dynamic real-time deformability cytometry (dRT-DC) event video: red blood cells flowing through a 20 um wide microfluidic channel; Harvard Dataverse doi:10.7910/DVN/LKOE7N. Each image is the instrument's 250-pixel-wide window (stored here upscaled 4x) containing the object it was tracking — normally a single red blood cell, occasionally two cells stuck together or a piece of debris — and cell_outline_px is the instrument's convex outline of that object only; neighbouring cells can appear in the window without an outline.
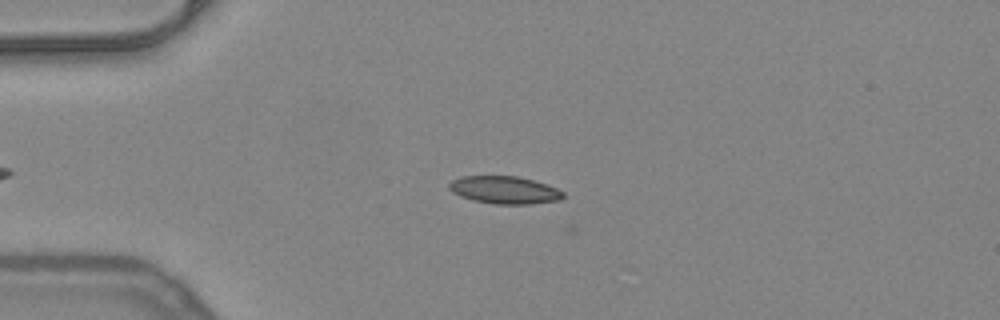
{"species": "common noctule bat (a hibernating species)", "species_latin": "Nyctalus noctula", "temperature_condition": "warm", "stored_images_in_passage": 3, "camera_frame_rate_fps": 3000, "um_per_image_px": 0.085, "animal": {"sex": "female", "body_mass_g": 24.6, "forearm_length_mm": 56.2}, "frame": {"image": 1, "passage_image": 2, "time_ms": 0.333, "image_size_px": [1000, 320], "cell_outline_px": [[564, 196], [560, 200], [532, 204], [496, 204], [472, 200], [460, 196], [452, 192], [448, 188], [448, 184], [452, 180], [460, 176], [516, 176], [532, 180], [556, 188], [564, 192]], "centroid_in_image_um": [42.85, 16.15], "position_along_channel_um": 42.1, "area_um2": 18.32}}